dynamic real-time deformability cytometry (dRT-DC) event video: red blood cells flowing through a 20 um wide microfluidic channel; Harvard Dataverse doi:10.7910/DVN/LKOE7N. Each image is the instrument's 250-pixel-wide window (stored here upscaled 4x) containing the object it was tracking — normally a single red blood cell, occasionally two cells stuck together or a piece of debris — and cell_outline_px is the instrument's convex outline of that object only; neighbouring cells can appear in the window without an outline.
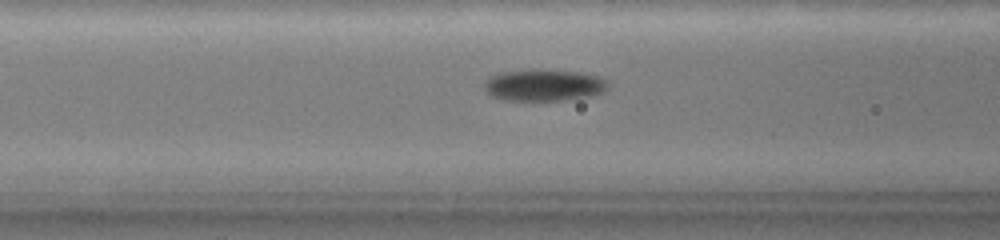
{"species": "common noctule bat (a hibernating species)", "species_latin": "Nyctalus noctula", "temperature_condition": "warm", "stored_images_in_passage": 31, "camera_frame_rate_fps": 3000, "um_per_image_px": 0.085, "animal": {"sex": "female", "body_mass_g": 19.0, "forearm_length_mm": 51.5}, "frame": {"image": 1, "passage_image": 3, "time_ms": 1.0, "image_size_px": [1000, 240], "cell_outline_px": [[608, 84], [600, 92], [580, 96], [556, 100], [512, 100], [496, 96], [488, 92], [488, 80], [492, 76], [504, 72], [528, 68], [536, 68], [576, 72], [596, 76], [604, 80]], "centroid_in_image_um": [46.21, 7.19], "position_along_channel_um": 120.4, "area_um2": 21.68}}
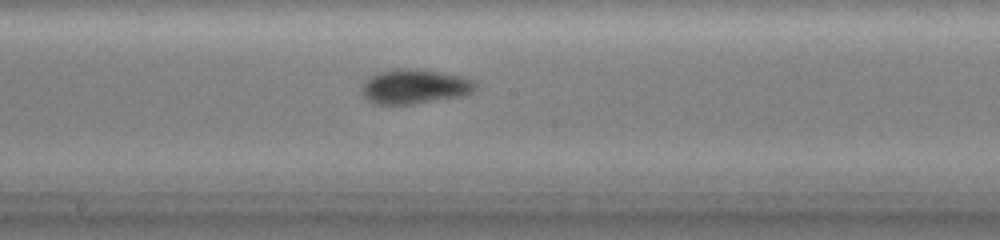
{"frame": {"image": 2, "passage_image": 9, "time_ms": 3.667, "image_size_px": [1000, 240], "cell_outline_px": [[472, 88], [468, 92], [456, 96], [408, 104], [380, 104], [368, 100], [364, 92], [364, 84], [372, 76], [380, 72], [408, 68], [416, 68], [456, 76], [468, 80], [472, 84]], "centroid_in_image_um": [35.14, 7.35], "position_along_channel_um": 213.1, "area_um2": 21.15}}
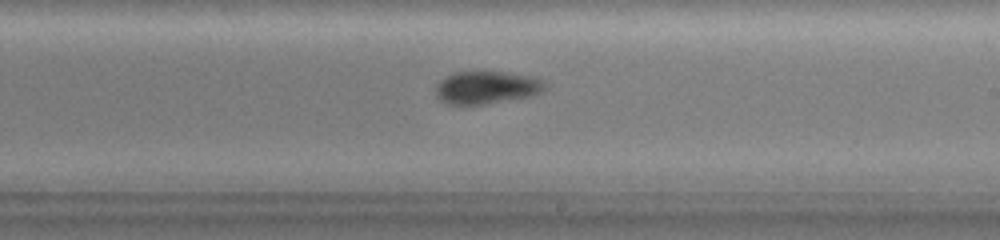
{"frame": {"image": 3, "passage_image": 13, "time_ms": 4.667, "image_size_px": [1000, 240], "cell_outline_px": [[544, 88], [536, 92], [524, 96], [480, 104], [448, 104], [440, 100], [436, 96], [436, 84], [440, 80], [452, 72], [500, 72], [524, 76], [536, 80]], "centroid_in_image_um": [41.13, 7.43], "position_along_channel_um": 247.9, "area_um2": 19.54}}